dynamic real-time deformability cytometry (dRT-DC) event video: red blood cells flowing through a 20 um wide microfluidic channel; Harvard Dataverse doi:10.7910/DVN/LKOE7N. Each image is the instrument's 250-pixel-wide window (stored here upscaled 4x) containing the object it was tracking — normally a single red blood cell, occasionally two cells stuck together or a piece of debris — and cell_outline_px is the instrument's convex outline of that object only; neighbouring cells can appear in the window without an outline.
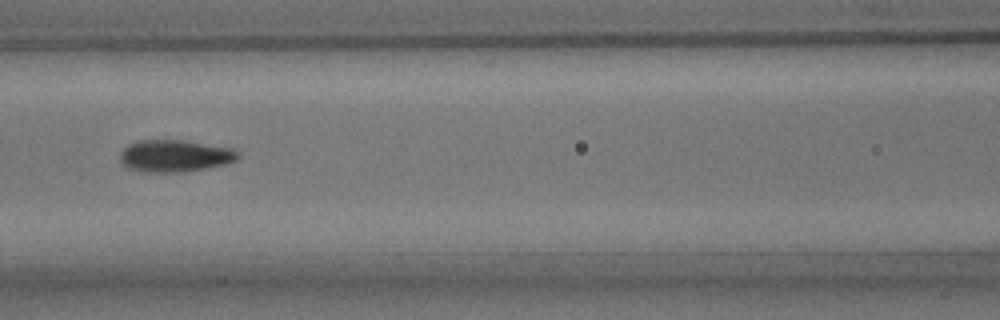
{"species": "common noctule bat (a hibernating species)", "species_latin": "Nyctalus noctula", "temperature_condition": "room temperature", "stored_images_in_passage": 6, "camera_frame_rate_fps": 3000, "um_per_image_px": 0.085, "animal": {"sex": "male", "body_mass_g": 15.6}, "frame": {"image": 1, "passage_image": 5, "time_ms": 5.667, "image_size_px": [1000, 320], "cell_outline_px": [[240, 156], [236, 160], [224, 164], [208, 168], [188, 172], [144, 172], [128, 168], [120, 160], [120, 152], [128, 144], [140, 140], [184, 140], [232, 148], [240, 152]], "centroid_in_image_um": [14.88, 13.25], "position_along_channel_um": 151.7, "area_um2": 22.2}}
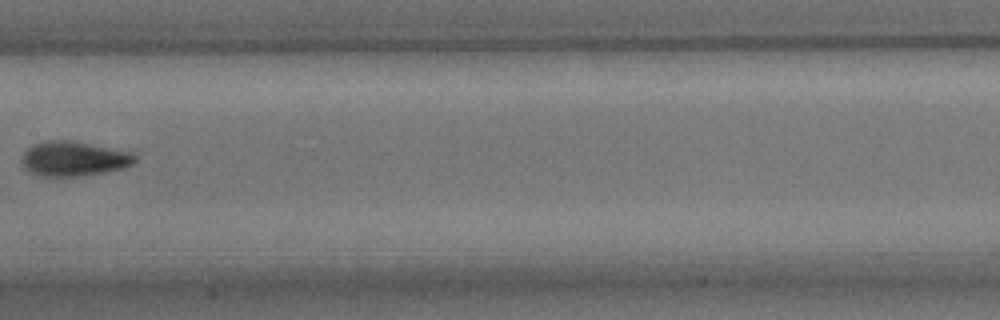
{"frame": {"image": 2, "passage_image": 6, "time_ms": 7.0, "image_size_px": [1000, 320], "cell_outline_px": [[136, 164], [124, 168], [104, 172], [80, 176], [40, 176], [24, 168], [24, 152], [32, 144], [44, 140], [72, 140], [132, 152], [136, 156]], "centroid_in_image_um": [6.32, 13.48], "position_along_channel_um": 201.1, "area_um2": 22.95}}